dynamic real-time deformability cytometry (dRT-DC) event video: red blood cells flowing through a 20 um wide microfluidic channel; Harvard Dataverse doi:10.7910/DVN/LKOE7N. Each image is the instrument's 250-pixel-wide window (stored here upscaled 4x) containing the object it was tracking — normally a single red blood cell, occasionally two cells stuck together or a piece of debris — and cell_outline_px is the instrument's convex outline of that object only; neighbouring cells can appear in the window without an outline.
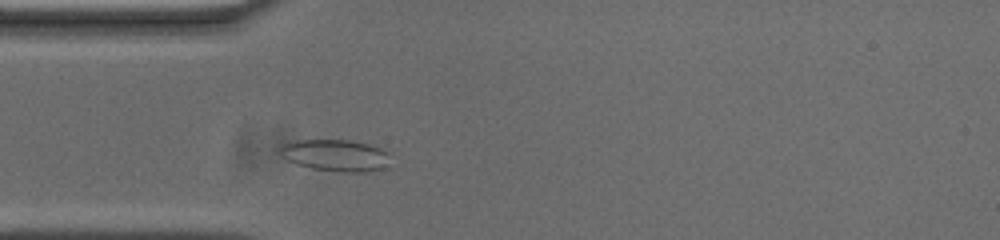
{"species": "common noctule bat (a hibernating species)", "species_latin": "Nyctalus noctula", "temperature_condition": "cold", "stored_images_in_passage": 47, "camera_frame_rate_fps": 3000, "um_per_image_px": 0.085, "animal": {"sex": "male", "body_mass_g": 20.0, "forearm_length_mm": 53.3}, "frame": {"image": 1, "passage_image": 8, "time_ms": 2.333, "image_size_px": [1000, 240], "cell_outline_px": [[388, 152], [384, 168], [364, 172], [344, 172], [312, 168], [296, 164], [280, 156], [280, 144], [296, 140], [348, 140], [368, 144], [380, 148]], "centroid_in_image_um": [28.45, 13.19], "position_along_channel_um": 56.6, "area_um2": 20.17}}
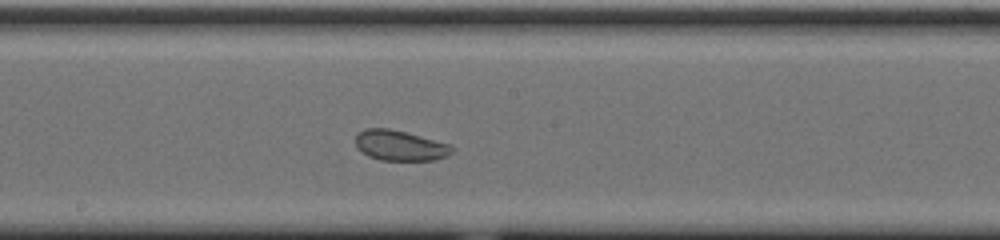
{"frame": {"image": 2, "passage_image": 21, "time_ms": 6.667, "image_size_px": [1000, 240], "cell_outline_px": [[452, 152], [448, 156], [432, 160], [380, 160], [368, 156], [356, 148], [356, 136], [364, 128], [388, 128], [404, 132], [448, 144], [452, 148]], "centroid_in_image_um": [33.95, 12.38], "position_along_channel_um": 214.3, "area_um2": 16.76}}
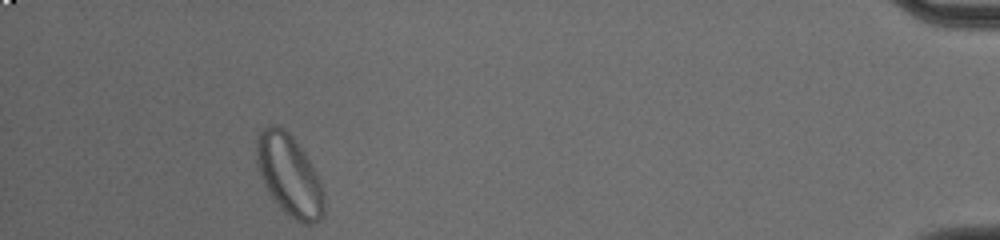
{"frame": {"image": 3, "passage_image": 43, "time_ms": 14.0, "image_size_px": [1000, 240], "cell_outline_px": [[324, 216], [312, 224], [300, 224], [284, 212], [280, 208], [264, 184], [260, 176], [256, 164], [256, 140], [260, 132], [268, 124], [276, 124], [284, 128], [292, 136], [304, 152], [316, 172], [320, 180], [324, 192]], "centroid_in_image_um": [24.59, 14.9], "position_along_channel_um": 410.6, "area_um2": 32.14}, "authors_computed_cell_mechanics": {"area_um2": 20.1722, "velocity_mm_per_s": 3.6652, "shape_relaxation_time_tau1_ms": null, "shape_relaxation_time_tau2_ms": 1.0478, "deformation_change_tau1": null, "deformation_change_tau2": 0.0519}}